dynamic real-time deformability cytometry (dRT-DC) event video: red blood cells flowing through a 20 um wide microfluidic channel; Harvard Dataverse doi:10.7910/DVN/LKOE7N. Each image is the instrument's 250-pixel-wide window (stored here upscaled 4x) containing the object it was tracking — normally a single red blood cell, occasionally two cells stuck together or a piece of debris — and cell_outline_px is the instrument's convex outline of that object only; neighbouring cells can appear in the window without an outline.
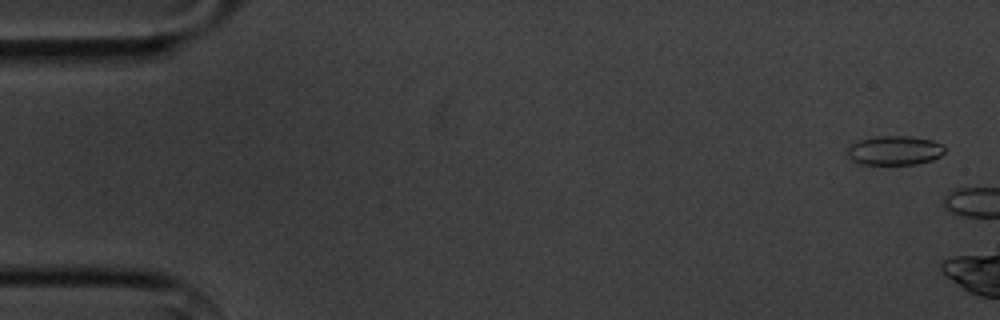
{"species": "common noctule bat (a hibernating species)", "species_latin": "Nyctalus noctula", "temperature_condition": "cold", "stored_images_in_passage": 2, "camera_frame_rate_fps": 3000, "um_per_image_px": 0.085, "animal": {"sex": "male", "body_mass_g": 20.1, "forearm_length_mm": 53.5}, "frame": {"image": 1, "passage_image": 1, "time_ms": 0.0, "image_size_px": [1000, 320], "cell_outline_px": [[944, 152], [940, 156], [932, 160], [916, 164], [860, 164], [844, 156], [844, 148], [860, 140], [876, 136], [908, 136], [932, 140], [944, 144]], "centroid_in_image_um": [75.98, 12.79], "position_along_channel_um": 9.0, "area_um2": 16.88}}